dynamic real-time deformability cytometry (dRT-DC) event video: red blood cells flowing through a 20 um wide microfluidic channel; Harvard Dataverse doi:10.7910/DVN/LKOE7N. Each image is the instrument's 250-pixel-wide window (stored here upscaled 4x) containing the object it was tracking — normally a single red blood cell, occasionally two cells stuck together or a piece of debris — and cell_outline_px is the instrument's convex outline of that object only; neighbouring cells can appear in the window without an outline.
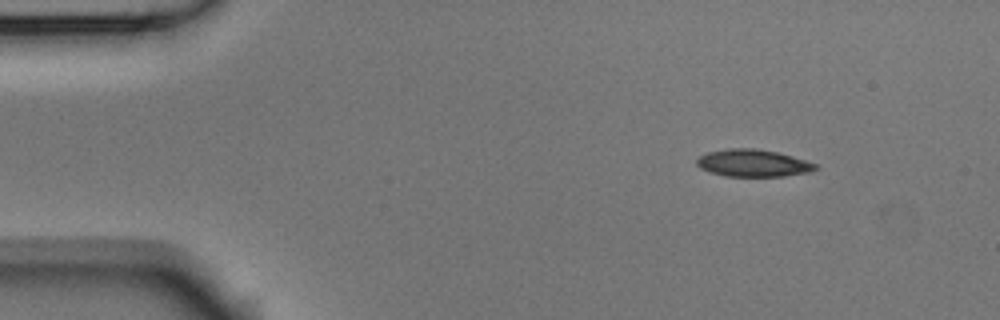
{"species": "Egyptian fruit bat (a non-hibernating species)", "species_latin": "Rousettus aegyptiacus", "temperature_condition": "room temperature", "stored_images_in_passage": 10, "camera_frame_rate_fps": 3000, "um_per_image_px": 0.085, "animal": {"sex": "male"}, "frame": {"image": 1, "passage_image": 1, "time_ms": 0.0, "image_size_px": [1000, 320], "cell_outline_px": [[820, 168], [812, 172], [784, 176], [724, 176], [700, 168], [696, 164], [696, 160], [700, 156], [708, 152], [728, 148], [752, 148], [776, 152], [792, 156], [816, 164]], "centroid_in_image_um": [64.03, 13.87], "position_along_channel_um": 21.0, "area_um2": 18.79}}
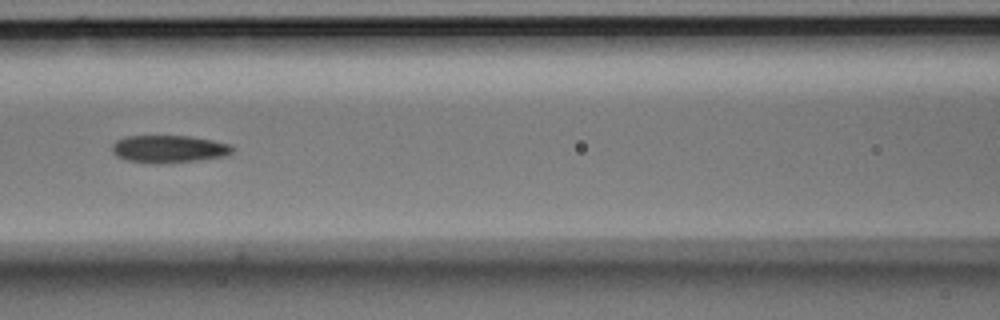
{"frame": {"image": 2, "passage_image": 6, "time_ms": 1.667, "image_size_px": [1000, 320], "cell_outline_px": [[236, 148], [232, 152], [224, 156], [196, 160], [160, 164], [148, 164], [128, 160], [116, 156], [112, 152], [112, 144], [116, 140], [124, 136], [192, 136], [232, 144]], "centroid_in_image_um": [14.34, 12.66], "position_along_channel_um": 152.3, "area_um2": 19.54}}
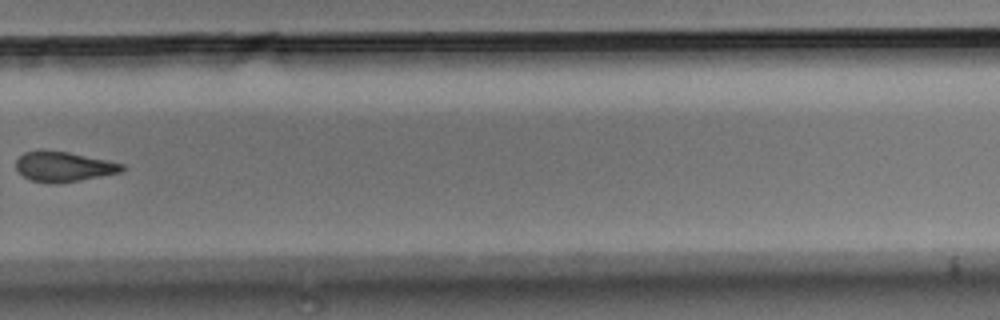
{"frame": {"image": 3, "passage_image": 10, "time_ms": 3.0, "image_size_px": [1000, 320], "cell_outline_px": [[124, 168], [120, 172], [80, 180], [56, 184], [52, 184], [32, 180], [24, 176], [16, 168], [16, 160], [24, 152], [40, 148], [44, 148], [68, 152], [108, 160], [124, 164]], "centroid_in_image_um": [5.37, 14.13], "position_along_channel_um": 324.4, "area_um2": 18.73}}